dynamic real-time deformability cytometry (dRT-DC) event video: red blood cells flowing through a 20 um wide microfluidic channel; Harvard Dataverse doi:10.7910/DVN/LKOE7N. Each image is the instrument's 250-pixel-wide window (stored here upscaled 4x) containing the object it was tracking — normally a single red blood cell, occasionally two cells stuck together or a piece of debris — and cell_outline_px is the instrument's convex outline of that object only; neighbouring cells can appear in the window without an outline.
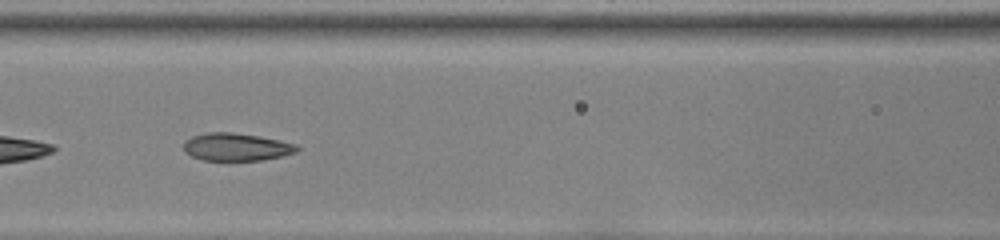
{"species": "common noctule bat (a hibernating species)", "species_latin": "Nyctalus noctula", "temperature_condition": "room temperature", "stored_images_in_passage": 32, "camera_frame_rate_fps": 3000, "um_per_image_px": 0.085, "animal": {"sex": "female", "body_mass_g": 22.0, "forearm_length_mm": 56.7}, "frame": {"image": 1, "passage_image": 7, "time_ms": 2.0, "image_size_px": [1000, 240], "cell_outline_px": [[300, 148], [296, 152], [264, 160], [200, 160], [184, 152], [184, 140], [192, 136], [208, 132], [232, 132], [260, 136], [296, 144]], "centroid_in_image_um": [20.06, 12.49], "position_along_channel_um": 146.5, "area_um2": 18.32}}
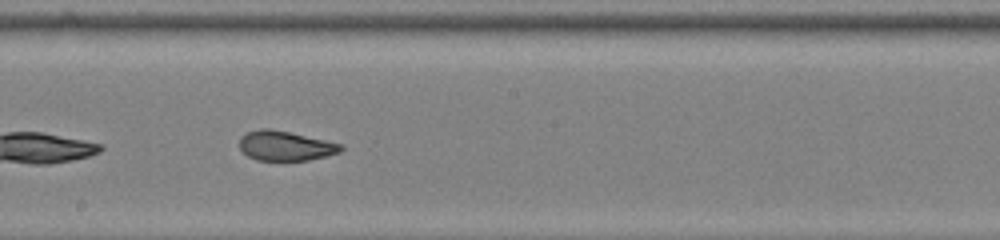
{"frame": {"image": 2, "passage_image": 13, "time_ms": 4.0, "image_size_px": [1000, 240], "cell_outline_px": [[344, 148], [340, 152], [328, 156], [308, 160], [256, 160], [248, 156], [240, 148], [240, 136], [248, 132], [260, 128], [268, 128], [288, 132], [344, 144]], "centroid_in_image_um": [24.28, 12.4], "position_along_channel_um": 223.9, "area_um2": 17.51}}
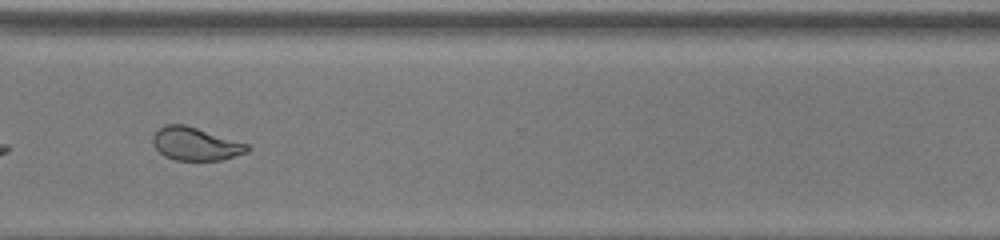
{"frame": {"image": 3, "passage_image": 23, "time_ms": 7.333, "image_size_px": [1000, 240], "cell_outline_px": [[252, 148], [248, 152], [220, 160], [176, 160], [164, 156], [152, 144], [152, 136], [164, 124], [184, 124], [248, 144]], "centroid_in_image_um": [16.61, 12.23], "position_along_channel_um": 354.0, "area_um2": 18.09}, "authors_computed_cell_mechanics": {"area_um2": 18.1492, "velocity_mm_per_s": 3.8853, "shape_relaxation_time_tau1_ms": null, "shape_relaxation_time_tau2_ms": 1.2521, "deformation_change_tau1": null, "deformation_change_tau2": 0.0763}}